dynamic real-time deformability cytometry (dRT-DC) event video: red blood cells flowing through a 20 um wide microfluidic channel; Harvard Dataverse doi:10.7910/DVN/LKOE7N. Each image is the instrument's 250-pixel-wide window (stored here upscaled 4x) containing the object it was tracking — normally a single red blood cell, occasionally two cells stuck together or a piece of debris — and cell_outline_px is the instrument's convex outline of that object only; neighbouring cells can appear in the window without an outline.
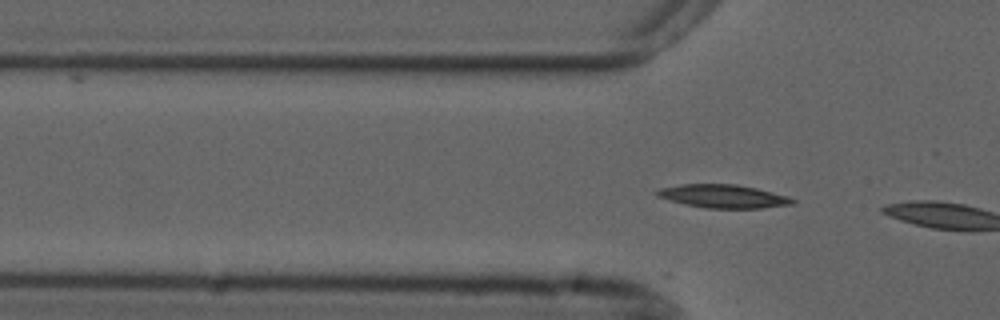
{"species": "common noctule bat (a hibernating species)", "species_latin": "Nyctalus noctula", "temperature_condition": "cold", "stored_images_in_passage": 4, "camera_frame_rate_fps": 3000, "um_per_image_px": 0.085, "animal": {"sex": "male", "forearm_length_mm": 52.5}, "frame": {"image": 1, "passage_image": 3, "time_ms": 0.667, "image_size_px": [1000, 320], "cell_outline_px": [[796, 204], [760, 208], [704, 208], [684, 204], [656, 196], [652, 192], [660, 188], [680, 184], [736, 184], [756, 188], [788, 196], [796, 200]], "centroid_in_image_um": [61.46, 16.68], "position_along_channel_um": 64.3, "area_um2": 18.55}}